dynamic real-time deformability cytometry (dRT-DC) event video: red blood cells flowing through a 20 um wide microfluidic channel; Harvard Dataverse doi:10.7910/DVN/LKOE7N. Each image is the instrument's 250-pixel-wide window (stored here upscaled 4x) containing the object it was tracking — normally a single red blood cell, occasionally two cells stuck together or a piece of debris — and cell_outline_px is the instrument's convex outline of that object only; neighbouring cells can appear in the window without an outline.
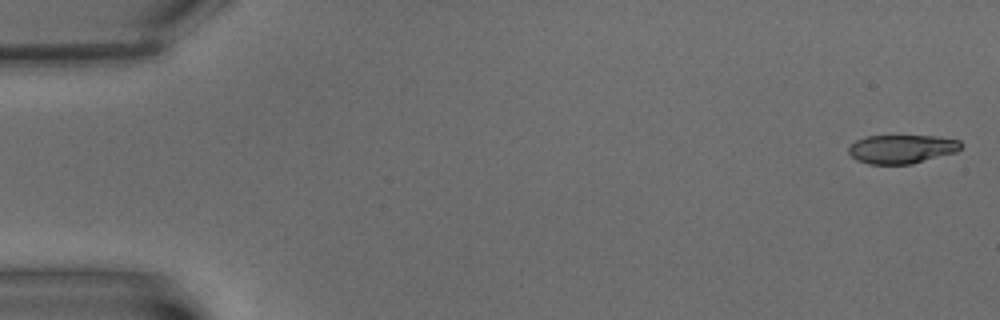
{"species": "common noctule bat (a hibernating species)", "species_latin": "Nyctalus noctula", "temperature_condition": "warm", "stored_images_in_passage": 11, "camera_frame_rate_fps": 3000, "um_per_image_px": 0.085, "animal": {"sex": "male", "body_mass_g": 15.6}, "frame": {"image": 1, "passage_image": 1, "time_ms": 0.0, "image_size_px": [1000, 320], "cell_outline_px": [[964, 144], [956, 152], [912, 164], [868, 164], [856, 160], [848, 152], [848, 148], [856, 140], [868, 136], [940, 136], [960, 140]], "centroid_in_image_um": [76.67, 12.66], "position_along_channel_um": 8.3, "area_um2": 18.9}}
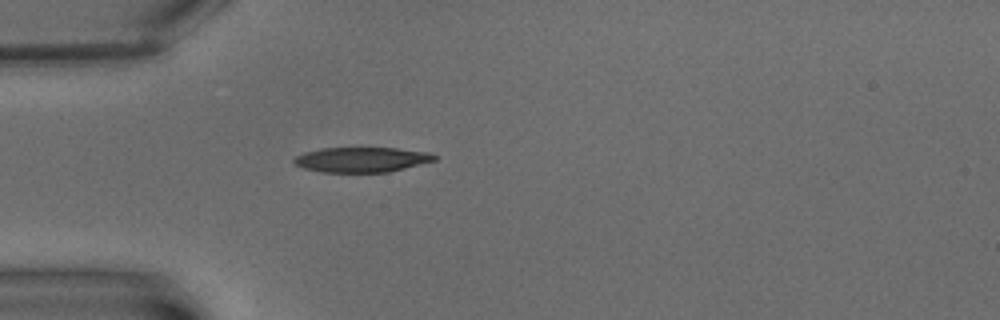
{"frame": {"image": 2, "passage_image": 5, "time_ms": 6.0, "image_size_px": [1000, 320], "cell_outline_px": [[440, 156], [436, 160], [388, 172], [324, 172], [304, 168], [296, 164], [292, 160], [296, 156], [304, 152], [320, 148], [396, 148], [432, 152]], "centroid_in_image_um": [30.79, 13.56], "position_along_channel_um": 54.2, "area_um2": 20.52}}
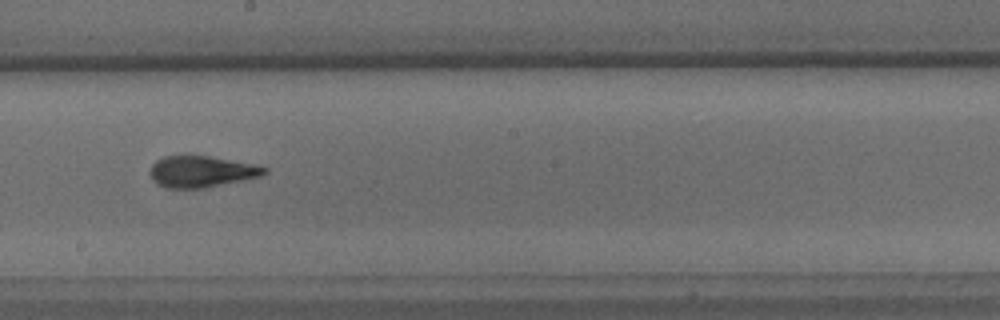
{"frame": {"image": 3, "passage_image": 10, "time_ms": 12.0, "image_size_px": [1000, 320], "cell_outline_px": [[268, 172], [260, 176], [204, 188], [168, 188], [156, 184], [152, 180], [148, 172], [152, 164], [156, 160], [164, 156], [184, 152], [208, 156], [252, 164], [268, 168]], "centroid_in_image_um": [17.02, 14.55], "position_along_channel_um": 231.2, "area_um2": 21.39}}